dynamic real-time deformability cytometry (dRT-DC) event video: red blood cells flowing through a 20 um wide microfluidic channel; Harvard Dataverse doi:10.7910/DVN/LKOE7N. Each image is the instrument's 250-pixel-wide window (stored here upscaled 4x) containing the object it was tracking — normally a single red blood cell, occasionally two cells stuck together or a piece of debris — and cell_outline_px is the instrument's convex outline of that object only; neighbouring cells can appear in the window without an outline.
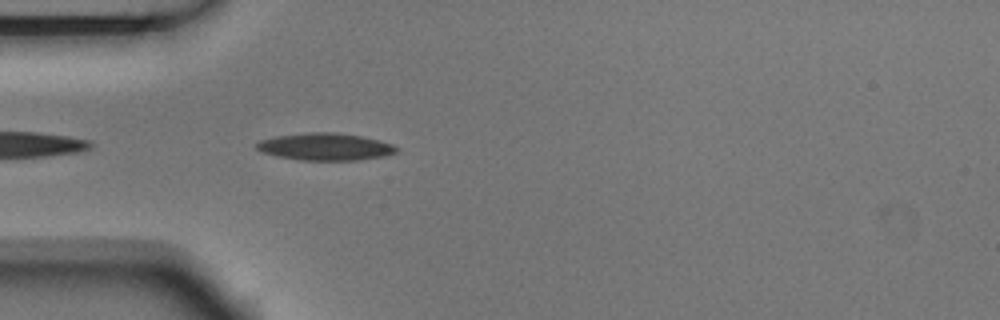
{"species": "Egyptian fruit bat (a non-hibernating species)", "species_latin": "Rousettus aegyptiacus", "temperature_condition": "room temperature", "stored_images_in_passage": 1, "camera_frame_rate_fps": 3000, "um_per_image_px": 0.085, "animal": {"sex": "male"}, "frame": {"image": 1, "passage_image": 1, "time_ms": 0.0, "image_size_px": [1000, 320], "cell_outline_px": [[400, 148], [396, 152], [384, 156], [360, 160], [300, 160], [280, 156], [264, 152], [256, 148], [256, 144], [260, 140], [276, 136], [308, 132], [336, 132], [360, 136], [392, 144]], "centroid_in_image_um": [27.67, 12.47], "position_along_channel_um": 57.3, "area_um2": 21.96}}